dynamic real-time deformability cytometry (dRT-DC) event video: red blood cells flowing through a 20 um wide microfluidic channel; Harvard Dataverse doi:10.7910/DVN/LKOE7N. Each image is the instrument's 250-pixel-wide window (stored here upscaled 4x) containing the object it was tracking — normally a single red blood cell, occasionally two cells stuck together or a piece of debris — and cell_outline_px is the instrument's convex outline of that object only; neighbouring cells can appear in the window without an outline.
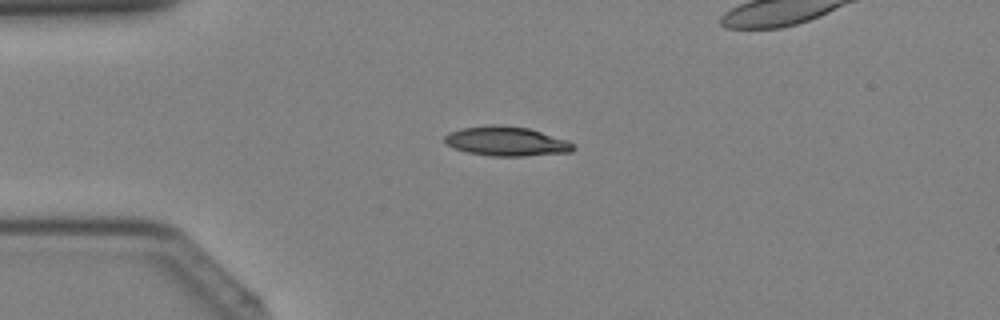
{"species": "Egyptian fruit bat (a non-hibernating species)", "species_latin": "Rousettus aegyptiacus", "temperature_condition": "cold", "stored_images_in_passage": 31, "camera_frame_rate_fps": 3000, "um_per_image_px": 0.085, "animal": {"sex": "female"}, "frame": {"image": 1, "passage_image": 5, "time_ms": 1.333, "image_size_px": [1000, 320], "cell_outline_px": [[576, 148], [572, 152], [524, 156], [488, 156], [468, 152], [456, 148], [448, 144], [444, 140], [444, 136], [448, 132], [460, 128], [488, 124], [496, 124], [528, 128], [568, 140], [576, 144]], "centroid_in_image_um": [43.07, 12.0], "position_along_channel_um": 41.9, "area_um2": 22.25}}
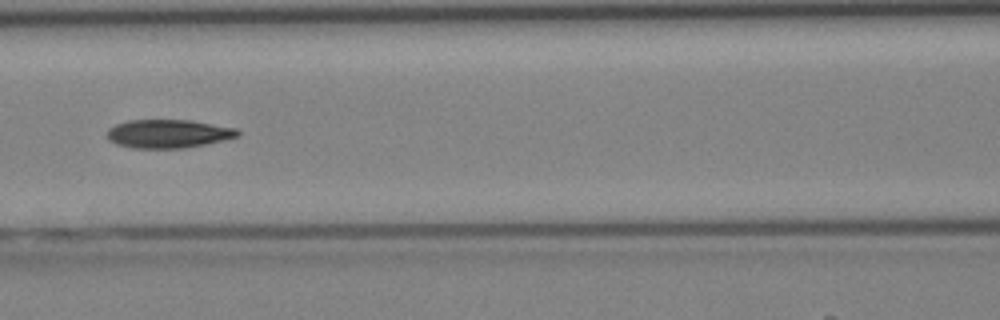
{"frame": {"image": 2, "passage_image": 13, "time_ms": 4.0, "image_size_px": [1000, 320], "cell_outline_px": [[240, 136], [208, 144], [184, 148], [132, 148], [116, 144], [108, 140], [108, 128], [116, 124], [128, 120], [192, 120], [236, 128], [240, 132]], "centroid_in_image_um": [14.32, 11.37], "position_along_channel_um": 152.3, "area_um2": 21.85}}
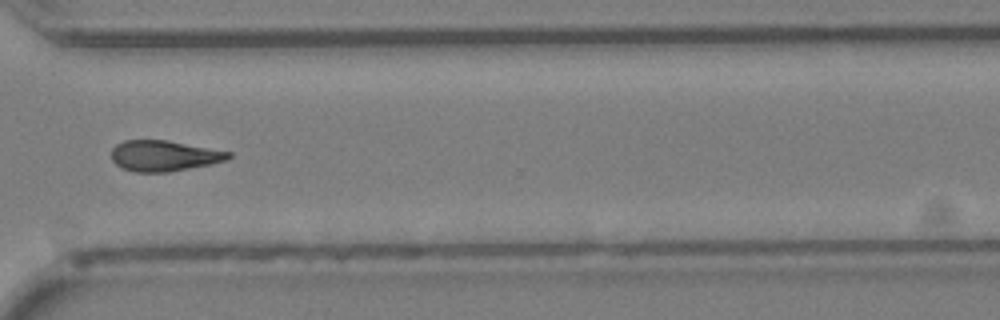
{"frame": {"image": 3, "passage_image": 25, "time_ms": 8.0, "image_size_px": [1000, 320], "cell_outline_px": [[232, 156], [224, 160], [212, 164], [168, 172], [136, 172], [120, 168], [112, 160], [112, 148], [116, 144], [124, 140], [164, 140], [232, 152]], "centroid_in_image_um": [13.91, 13.25], "position_along_channel_um": 356.7, "area_um2": 20.87}}